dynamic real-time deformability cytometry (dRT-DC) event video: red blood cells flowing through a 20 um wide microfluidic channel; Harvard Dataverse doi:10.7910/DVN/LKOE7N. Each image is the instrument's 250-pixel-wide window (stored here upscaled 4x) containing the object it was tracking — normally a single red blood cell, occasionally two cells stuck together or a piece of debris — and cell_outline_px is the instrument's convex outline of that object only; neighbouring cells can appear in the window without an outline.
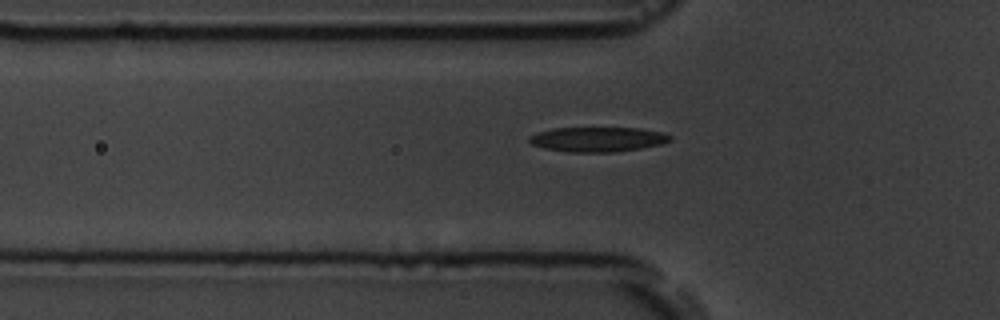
{"species": "common noctule bat (a hibernating species)", "species_latin": "Nyctalus noctula", "temperature_condition": "room temperature", "stored_images_in_passage": 7, "segment_of_instrument_passage": [2, 2], "camera_frame_rate_fps": 3000, "um_per_image_px": 0.085, "animal": {"sex": "male", "body_mass_g": 19.5, "forearm_length_mm": 54.6}, "frame": {"image": 1, "passage_image": 7, "time_ms": 7.0, "image_size_px": [1000, 320], "cell_outline_px": [[672, 140], [660, 144], [640, 148], [616, 152], [568, 152], [544, 148], [532, 144], [528, 140], [528, 136], [540, 132], [556, 128], [640, 128], [664, 132], [672, 136]], "centroid_in_image_um": [50.84, 11.84], "position_along_channel_um": 75.0, "area_um2": 20.29}}